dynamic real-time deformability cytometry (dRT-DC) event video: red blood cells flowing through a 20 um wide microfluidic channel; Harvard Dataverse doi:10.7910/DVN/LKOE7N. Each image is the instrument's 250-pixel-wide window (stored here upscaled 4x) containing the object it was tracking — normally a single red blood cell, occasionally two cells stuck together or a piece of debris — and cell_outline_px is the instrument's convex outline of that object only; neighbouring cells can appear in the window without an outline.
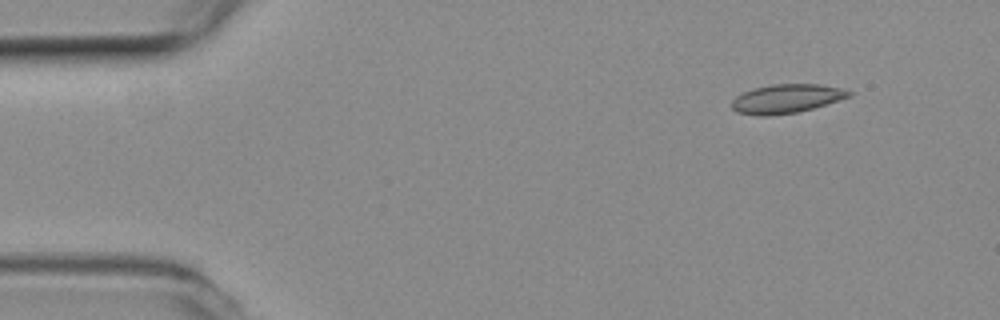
{"species": "common noctule bat (a hibernating species)", "species_latin": "Nyctalus noctula", "temperature_condition": "room temperature", "stored_images_in_passage": 7, "camera_frame_rate_fps": 3000, "um_per_image_px": 0.085, "animal": {"sex": "female", "body_mass_g": 19.3, "forearm_length_mm": 54.1}, "frame": {"image": 1, "passage_image": 1, "time_ms": 0.0, "image_size_px": [1000, 320], "cell_outline_px": [[852, 96], [812, 108], [796, 112], [768, 116], [756, 116], [736, 112], [732, 108], [732, 100], [736, 96], [752, 88], [772, 84], [820, 84], [840, 88], [852, 92]], "centroid_in_image_um": [66.81, 8.39], "position_along_channel_um": 18.2, "area_um2": 19.71}}
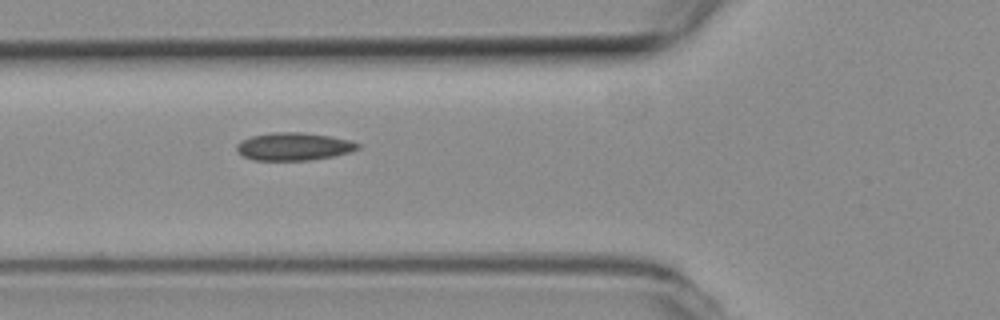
{"frame": {"image": 2, "passage_image": 5, "time_ms": 1.333, "image_size_px": [1000, 320], "cell_outline_px": [[360, 148], [348, 152], [332, 156], [308, 160], [252, 160], [236, 152], [236, 144], [252, 136], [272, 132], [304, 132], [352, 140], [360, 144]], "centroid_in_image_um": [24.96, 12.45], "position_along_channel_um": 100.8, "area_um2": 19.54}}
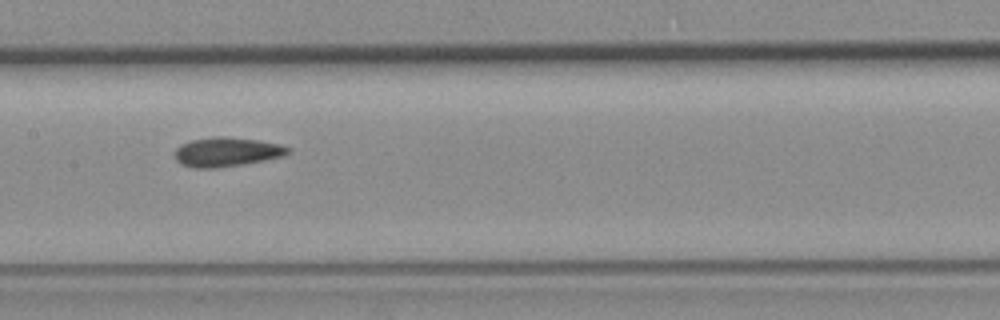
{"frame": {"image": 3, "passage_image": 7, "time_ms": 2.0, "image_size_px": [1000, 320], "cell_outline_px": [[292, 152], [284, 156], [244, 164], [216, 168], [192, 168], [180, 164], [176, 160], [176, 148], [180, 144], [192, 140], [212, 136], [224, 136], [256, 140], [280, 144], [292, 148]], "centroid_in_image_um": [19.29, 12.91], "position_along_channel_um": 188.1, "area_um2": 19.48}}